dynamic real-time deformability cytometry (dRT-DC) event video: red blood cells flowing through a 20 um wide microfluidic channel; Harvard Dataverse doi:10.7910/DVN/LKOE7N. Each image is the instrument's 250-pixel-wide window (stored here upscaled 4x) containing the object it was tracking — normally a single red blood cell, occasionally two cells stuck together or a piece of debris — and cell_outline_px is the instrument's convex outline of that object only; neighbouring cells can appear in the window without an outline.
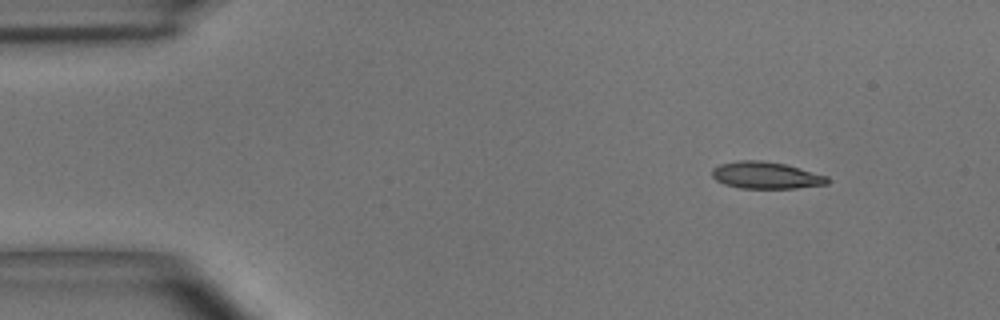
{"species": "common noctule bat (a hibernating species)", "species_latin": "Nyctalus noctula", "temperature_condition": "room temperature", "stored_images_in_passage": 49, "camera_frame_rate_fps": 3000, "um_per_image_px": 0.085, "animal": {"sex": "male", "body_mass_g": 15.6}, "frame": {"image": 1, "passage_image": 1, "time_ms": 0.0, "image_size_px": [1000, 320], "cell_outline_px": [[828, 184], [796, 188], [740, 188], [724, 184], [716, 180], [712, 176], [712, 168], [720, 164], [736, 160], [764, 160], [784, 164], [828, 176]], "centroid_in_image_um": [65.07, 14.89], "position_along_channel_um": 19.9, "area_um2": 18.09}}
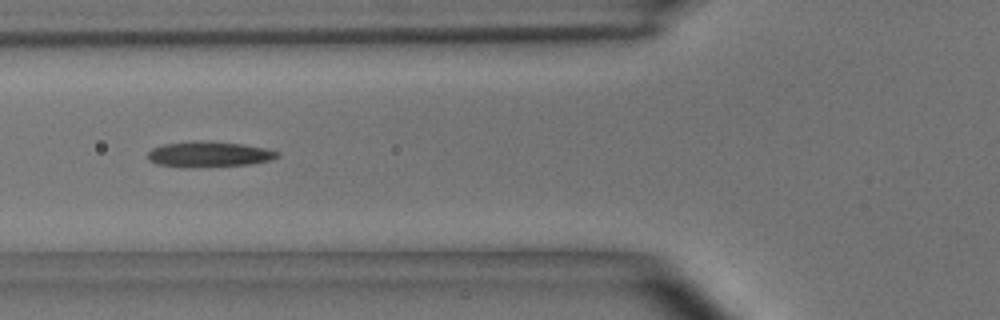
{"frame": {"image": 2, "passage_image": 15, "time_ms": 4.667, "image_size_px": [1000, 320], "cell_outline_px": [[280, 156], [268, 160], [248, 164], [196, 168], [184, 168], [156, 164], [148, 160], [148, 152], [152, 148], [164, 144], [192, 140], [200, 140], [240, 144], [264, 148], [280, 152]], "centroid_in_image_um": [17.69, 13.12], "position_along_channel_um": 108.1, "area_um2": 19.48}}
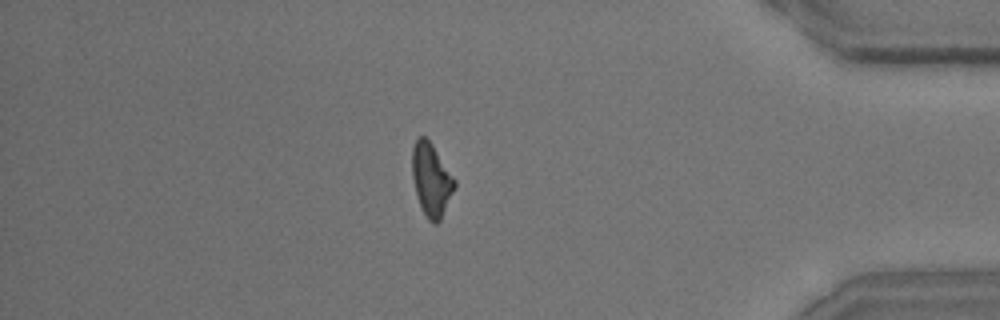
{"frame": {"image": 3, "passage_image": 42, "time_ms": 13.667, "image_size_px": [1000, 320], "cell_outline_px": [[456, 184], [440, 220], [436, 224], [432, 224], [428, 220], [416, 196], [412, 176], [412, 148], [416, 140], [420, 136], [424, 136], [432, 144], [456, 180]], "centroid_in_image_um": [36.65, 15.27], "position_along_channel_um": 398.6, "area_um2": 17.8}, "authors_computed_cell_mechanics": {"area_um2": 18.5538, "velocity_mm_per_s": 3.6227, "shape_relaxation_time_tau1_ms": null, "shape_relaxation_time_tau2_ms": 6.8706, "deformation_change_tau1": null, "deformation_change_tau2": 0.1693}}